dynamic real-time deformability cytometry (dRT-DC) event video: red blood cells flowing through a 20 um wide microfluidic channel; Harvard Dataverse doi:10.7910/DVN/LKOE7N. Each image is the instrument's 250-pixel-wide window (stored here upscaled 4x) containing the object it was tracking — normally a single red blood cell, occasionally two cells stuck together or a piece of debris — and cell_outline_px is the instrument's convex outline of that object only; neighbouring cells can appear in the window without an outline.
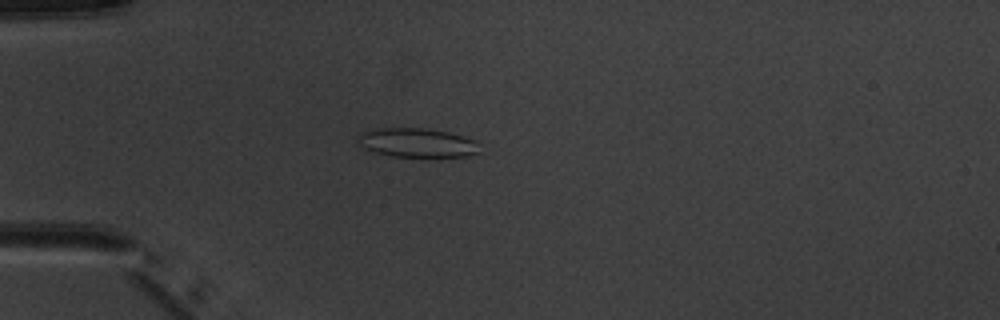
{"species": "common noctule bat (a hibernating species)", "species_latin": "Nyctalus noctula", "temperature_condition": "warm", "stored_images_in_passage": 4, "camera_frame_rate_fps": 3000, "um_per_image_px": 0.085, "animal": {"sex": "male", "body_mass_g": 20.1, "forearm_length_mm": 53.5}, "frame": {"image": 1, "passage_image": 4, "time_ms": 3.667, "image_size_px": [1000, 320], "cell_outline_px": [[480, 152], [464, 156], [424, 160], [392, 156], [376, 152], [364, 148], [356, 140], [356, 136], [360, 132], [376, 128], [424, 128], [448, 132], [476, 140]], "centroid_in_image_um": [35.45, 12.17], "position_along_channel_um": 49.6, "area_um2": 21.56}}